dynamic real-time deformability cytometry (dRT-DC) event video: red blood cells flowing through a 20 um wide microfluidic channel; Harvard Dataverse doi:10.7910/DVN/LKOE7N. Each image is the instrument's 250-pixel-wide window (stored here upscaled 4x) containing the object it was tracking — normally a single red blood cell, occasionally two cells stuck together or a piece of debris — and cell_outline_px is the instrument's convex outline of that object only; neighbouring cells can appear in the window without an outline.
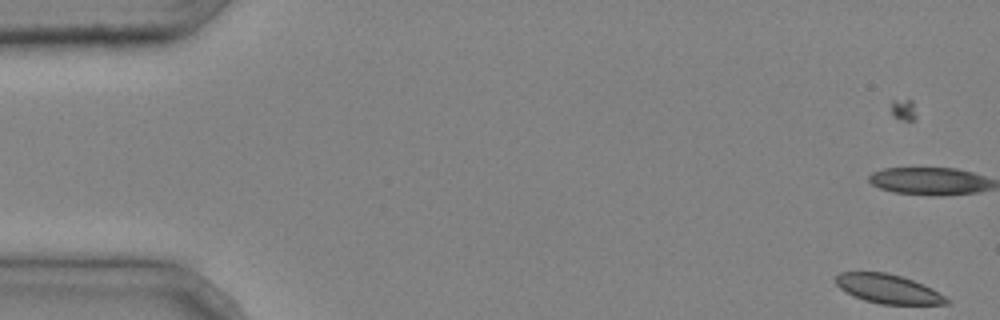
{"species": "common noctule bat (a hibernating species)", "species_latin": "Nyctalus noctula", "temperature_condition": "cold", "stored_images_in_passage": 4, "camera_frame_rate_fps": 3000, "um_per_image_px": 0.085, "animal": {"sex": "male", "body_mass_g": 20.4}, "frame": {"image": 1, "passage_image": 1, "time_ms": 0.0, "image_size_px": [1000, 320], "cell_outline_px": [[948, 304], [880, 304], [864, 300], [840, 288], [836, 284], [836, 276], [840, 272], [884, 272], [900, 276], [912, 280], [932, 288], [944, 296], [948, 300]], "centroid_in_image_um": [75.48, 24.55], "position_along_channel_um": 9.5, "area_um2": 18.38}}